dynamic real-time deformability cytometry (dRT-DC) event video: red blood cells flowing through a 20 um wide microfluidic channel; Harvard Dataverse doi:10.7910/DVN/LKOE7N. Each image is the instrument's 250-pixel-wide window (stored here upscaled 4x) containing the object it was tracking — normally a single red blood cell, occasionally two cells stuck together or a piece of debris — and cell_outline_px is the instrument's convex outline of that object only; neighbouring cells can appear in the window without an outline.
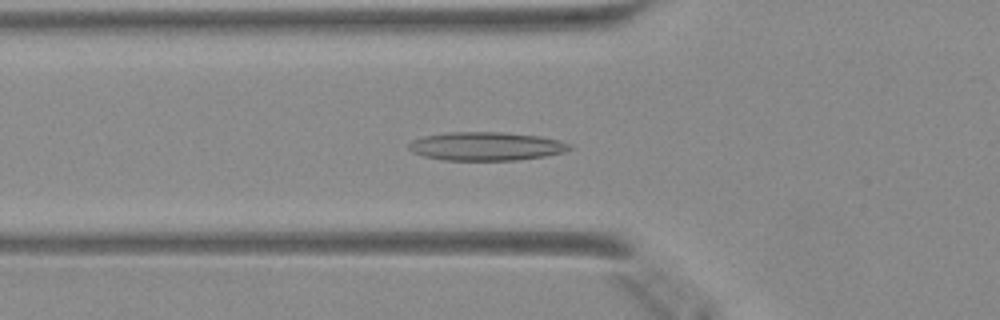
{"species": "Egyptian fruit bat (a non-hibernating species)", "species_latin": "Rousettus aegyptiacus", "temperature_condition": "warm", "stored_images_in_passage": 37, "camera_frame_rate_fps": 3000, "um_per_image_px": 0.085, "animal": {"sex": "female"}, "frame": {"image": 1, "passage_image": 6, "time_ms": 1.667, "image_size_px": [1000, 320], "cell_outline_px": [[572, 148], [564, 152], [544, 156], [516, 160], [444, 160], [424, 156], [412, 152], [408, 148], [408, 144], [412, 140], [424, 136], [448, 132], [500, 132], [540, 136], [572, 144]], "centroid_in_image_um": [41.3, 12.43], "position_along_channel_um": 84.5, "area_um2": 26.65}}
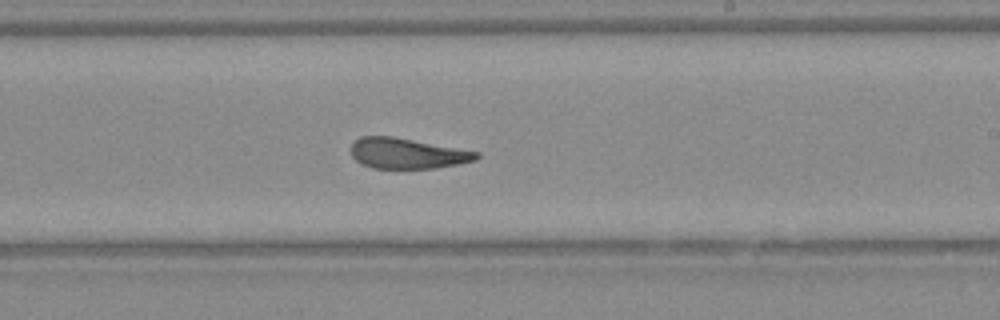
{"frame": {"image": 2, "passage_image": 18, "time_ms": 5.667, "image_size_px": [1000, 320], "cell_outline_px": [[480, 156], [476, 160], [436, 168], [372, 168], [360, 164], [352, 156], [352, 144], [360, 136], [392, 136], [480, 152]], "centroid_in_image_um": [34.61, 13.04], "position_along_channel_um": 254.4, "area_um2": 22.2}}
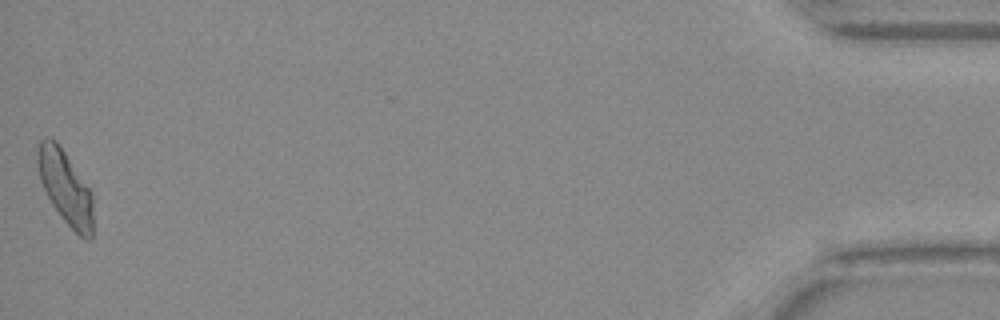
{"frame": {"image": 3, "passage_image": 37, "time_ms": 12.0, "image_size_px": [1000, 320], "cell_outline_px": [[92, 240], [84, 240], [64, 220], [52, 204], [40, 180], [40, 140], [44, 136], [48, 136], [56, 140], [88, 188], [92, 196]], "centroid_in_image_um": [5.59, 15.98], "position_along_channel_um": 429.6, "area_um2": 22.77}}